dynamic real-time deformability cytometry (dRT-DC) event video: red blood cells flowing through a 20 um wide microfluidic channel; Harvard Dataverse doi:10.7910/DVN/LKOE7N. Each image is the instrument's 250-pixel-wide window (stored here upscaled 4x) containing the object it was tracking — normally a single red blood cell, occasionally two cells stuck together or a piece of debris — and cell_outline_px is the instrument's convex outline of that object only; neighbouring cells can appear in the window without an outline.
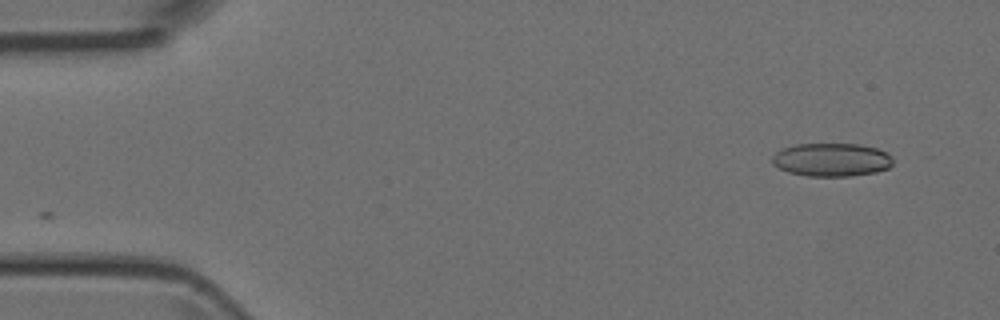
{"species": "Egyptian fruit bat (a non-hibernating species)", "species_latin": "Rousettus aegyptiacus", "temperature_condition": "room temperature", "stored_images_in_passage": 18, "camera_frame_rate_fps": 3000, "um_per_image_px": 0.085, "animal": {"sex": "female"}, "frame": {"image": 1, "passage_image": 1, "time_ms": 0.0, "image_size_px": [1000, 320], "cell_outline_px": [[892, 164], [888, 168], [876, 172], [848, 176], [808, 176], [788, 172], [772, 164], [772, 156], [776, 152], [784, 148], [796, 144], [860, 144], [876, 148], [888, 152], [892, 156]], "centroid_in_image_um": [70.7, 13.57], "position_along_channel_um": 14.3, "area_um2": 23.47}}
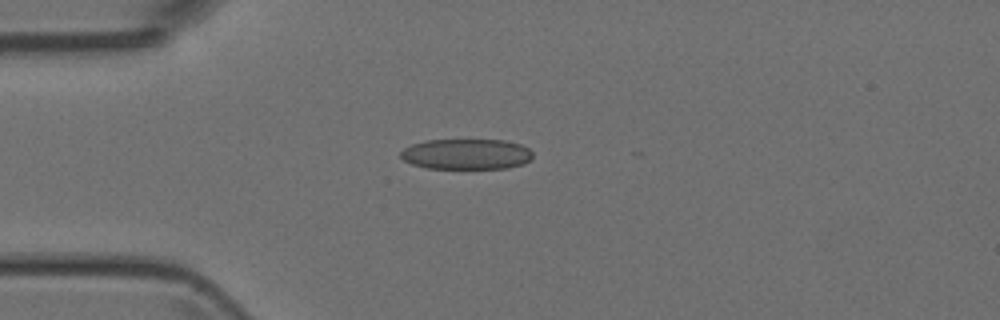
{"frame": {"image": 2, "passage_image": 10, "time_ms": 3.0, "image_size_px": [1000, 320], "cell_outline_px": [[532, 156], [524, 164], [508, 168], [428, 168], [412, 164], [404, 160], [400, 156], [400, 152], [404, 148], [412, 144], [424, 140], [504, 140], [520, 144], [528, 148], [532, 152]], "centroid_in_image_um": [39.63, 13.09], "position_along_channel_um": 45.4, "area_um2": 23.47}}
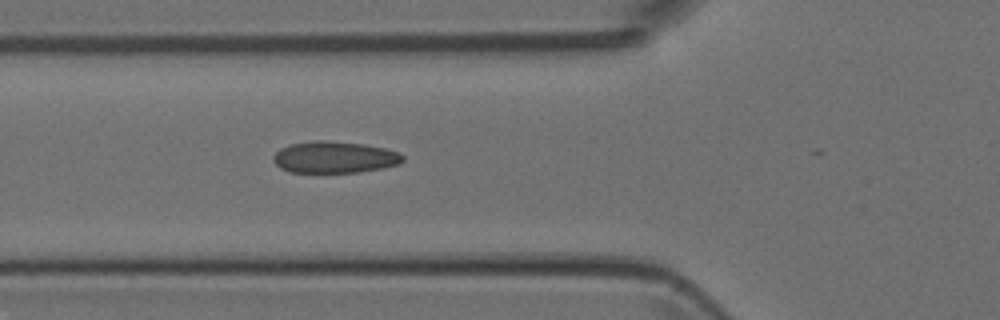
{"frame": {"image": 3, "passage_image": 15, "time_ms": 4.667, "image_size_px": [1000, 320], "cell_outline_px": [[404, 160], [400, 164], [384, 168], [356, 172], [288, 172], [280, 168], [272, 160], [272, 156], [280, 148], [288, 144], [312, 140], [328, 140], [364, 144], [384, 148], [400, 152], [404, 156]], "centroid_in_image_um": [28.42, 13.35], "position_along_channel_um": 97.4, "area_um2": 24.22}}